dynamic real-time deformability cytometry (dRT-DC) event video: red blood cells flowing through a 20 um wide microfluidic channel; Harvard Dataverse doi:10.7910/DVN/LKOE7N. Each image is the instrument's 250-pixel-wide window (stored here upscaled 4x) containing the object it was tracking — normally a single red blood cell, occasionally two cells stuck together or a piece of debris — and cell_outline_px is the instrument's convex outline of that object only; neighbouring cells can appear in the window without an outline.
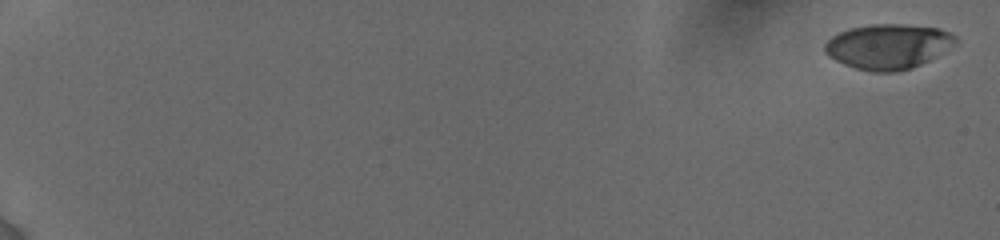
{"species": "human", "species_latin": "Homo sapiens", "temperature_condition": "cold", "stored_images_in_passage": 14, "camera_frame_rate_fps": 3000, "um_per_image_px": 0.085, "donor": {"sex": "female"}, "frame": {"image": 1, "passage_image": 1, "time_ms": 0.0, "image_size_px": [1000, 240], "cell_outline_px": [[956, 44], [936, 56], [912, 68], [896, 72], [872, 72], [856, 68], [844, 64], [828, 56], [824, 52], [824, 44], [832, 36], [848, 28], [872, 24], [904, 24], [940, 28], [952, 32], [956, 36]], "centroid_in_image_um": [75.5, 3.94], "position_along_channel_um": 9.5, "area_um2": 34.45}}
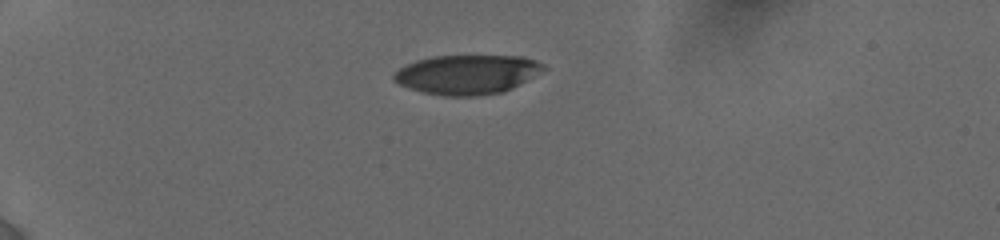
{"frame": {"image": 2, "passage_image": 10, "time_ms": 5.333, "image_size_px": [1000, 240], "cell_outline_px": [[548, 68], [512, 88], [504, 92], [476, 96], [444, 96], [424, 92], [408, 88], [392, 80], [392, 76], [400, 68], [416, 60], [436, 56], [520, 56], [536, 60], [544, 64]], "centroid_in_image_um": [39.72, 6.33], "position_along_channel_um": 45.3, "area_um2": 34.28}}
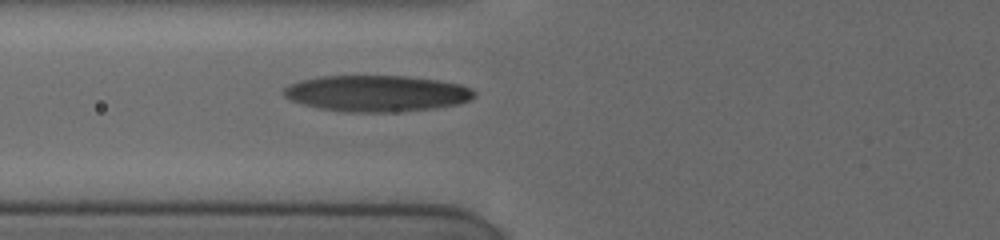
{"frame": {"image": 3, "passage_image": 14, "time_ms": 8.0, "image_size_px": [1000, 240], "cell_outline_px": [[476, 96], [460, 104], [432, 108], [388, 112], [348, 112], [320, 108], [304, 104], [292, 100], [284, 96], [280, 92], [288, 84], [300, 80], [320, 76], [404, 76], [440, 80], [460, 84], [472, 88], [476, 92]], "centroid_in_image_um": [32.02, 7.93], "position_along_channel_um": 93.8, "area_um2": 40.29}}